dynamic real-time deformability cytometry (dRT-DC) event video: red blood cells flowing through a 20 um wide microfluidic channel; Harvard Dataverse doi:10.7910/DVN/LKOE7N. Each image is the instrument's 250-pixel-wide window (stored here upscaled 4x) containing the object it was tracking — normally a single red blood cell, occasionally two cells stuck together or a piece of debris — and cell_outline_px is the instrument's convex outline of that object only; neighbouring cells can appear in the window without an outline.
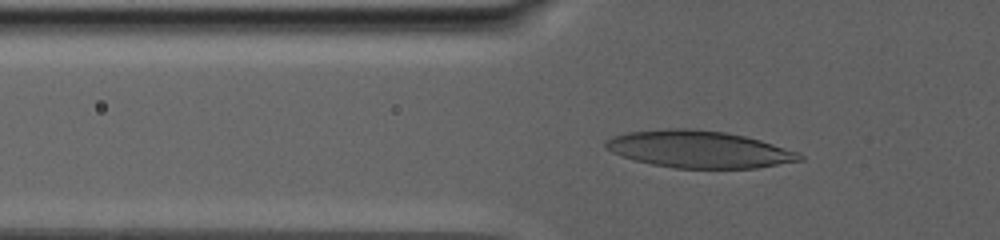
{"species": "human", "species_latin": "Homo sapiens", "temperature_condition": "warm", "stored_images_in_passage": 48, "camera_frame_rate_fps": 3000, "um_per_image_px": 0.085, "donor": {"sex": "male"}, "frame": {"image": 1, "passage_image": 27, "time_ms": 11.0, "image_size_px": [1000, 240], "cell_outline_px": [[804, 160], [756, 168], [676, 168], [652, 164], [620, 156], [604, 148], [604, 140], [612, 136], [628, 132], [672, 128], [688, 128], [724, 132], [744, 136], [760, 140], [800, 152], [804, 156]], "centroid_in_image_um": [59.41, 12.69], "position_along_channel_um": 66.4, "area_um2": 41.96}}
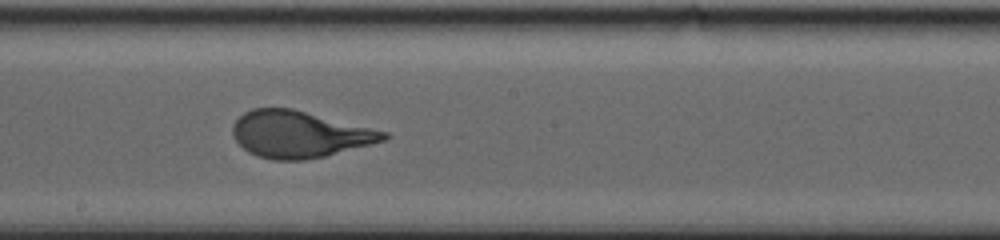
{"frame": {"image": 2, "passage_image": 38, "time_ms": 17.667, "image_size_px": [1000, 240], "cell_outline_px": [[388, 136], [384, 140], [324, 156], [304, 160], [272, 160], [256, 156], [248, 152], [232, 136], [232, 124], [244, 112], [252, 108], [292, 108], [388, 132]], "centroid_in_image_um": [25.38, 11.41], "position_along_channel_um": 222.8, "area_um2": 40.75}}
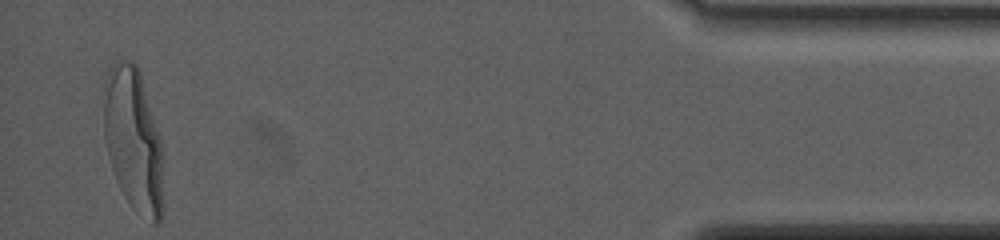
{"frame": {"image": 3, "passage_image": 48, "time_ms": 28.333, "image_size_px": [1000, 240], "cell_outline_px": [[160, 224], [152, 224], [136, 212], [124, 196], [116, 180], [108, 156], [104, 136], [104, 80], [112, 64], [116, 60], [132, 60], [136, 64], [140, 72], [160, 140]], "centroid_in_image_um": [11.27, 11.83], "position_along_channel_um": 423.9, "area_um2": 48.67}, "authors_computed_cell_mechanics": {"area_um2": 41.7894, "velocity_mm_per_s": 2.4733, "shape_relaxation_time_tau1_ms": 5.8771, "shape_relaxation_time_tau2_ms": null, "deformation_change_tau1": 0.2466, "deformation_change_tau2": null}}